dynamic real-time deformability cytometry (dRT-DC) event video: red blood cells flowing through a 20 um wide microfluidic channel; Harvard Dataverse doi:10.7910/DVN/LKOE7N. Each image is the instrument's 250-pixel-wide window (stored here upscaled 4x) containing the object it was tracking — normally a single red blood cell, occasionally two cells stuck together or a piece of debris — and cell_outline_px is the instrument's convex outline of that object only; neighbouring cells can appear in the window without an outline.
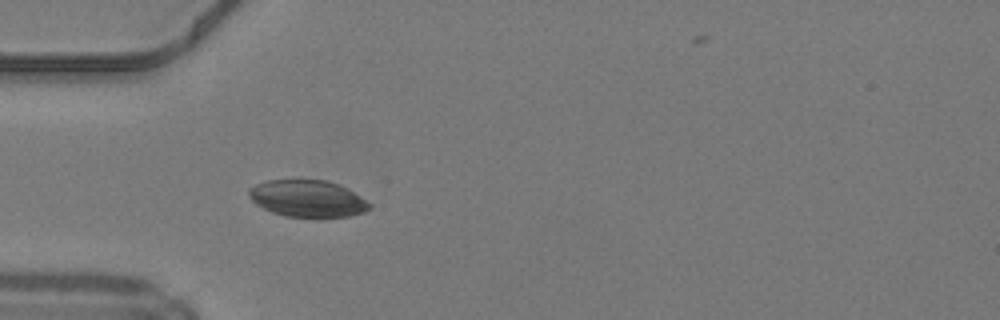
{"species": "common noctule bat (a hibernating species)", "species_latin": "Nyctalus noctula", "temperature_condition": "warm", "stored_images_in_passage": 18, "camera_frame_rate_fps": 3000, "um_per_image_px": 0.085, "animal": {"sex": "male", "body_mass_g": 19.2, "forearm_length_mm": 51.8}, "frame": {"image": 1, "passage_image": 4, "time_ms": 1.0, "image_size_px": [1000, 320], "cell_outline_px": [[372, 208], [364, 212], [348, 216], [312, 220], [284, 216], [272, 212], [256, 204], [248, 196], [248, 188], [256, 184], [268, 180], [324, 180], [340, 184], [348, 188], [372, 204]], "centroid_in_image_um": [26.17, 16.92], "position_along_channel_um": 58.8, "area_um2": 26.7}}
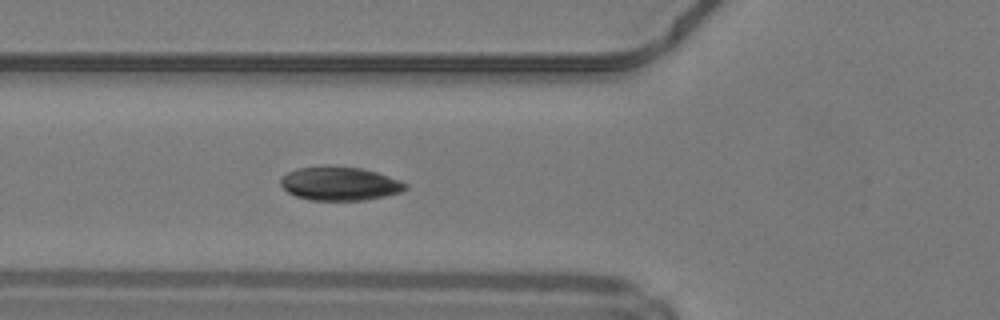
{"frame": {"image": 2, "passage_image": 7, "time_ms": 2.0, "image_size_px": [1000, 320], "cell_outline_px": [[408, 188], [400, 192], [368, 200], [308, 200], [296, 196], [288, 192], [280, 184], [280, 180], [288, 172], [296, 168], [324, 164], [328, 164], [364, 168], [400, 180], [408, 184]], "centroid_in_image_um": [28.87, 15.58], "position_along_channel_um": 96.9, "area_um2": 24.97}}
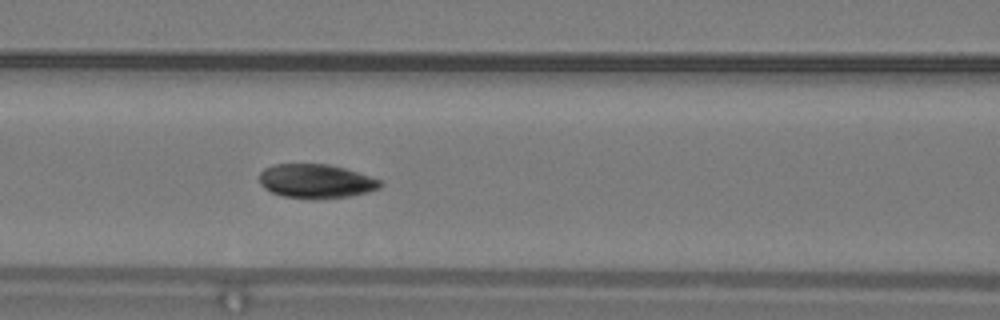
{"frame": {"image": 3, "passage_image": 10, "time_ms": 3.0, "image_size_px": [1000, 320], "cell_outline_px": [[384, 184], [380, 188], [368, 192], [352, 196], [312, 200], [308, 200], [284, 196], [272, 192], [264, 188], [260, 184], [260, 172], [264, 168], [272, 164], [328, 164], [344, 168], [380, 180]], "centroid_in_image_um": [26.85, 15.41], "position_along_channel_um": 139.8, "area_um2": 24.22}}